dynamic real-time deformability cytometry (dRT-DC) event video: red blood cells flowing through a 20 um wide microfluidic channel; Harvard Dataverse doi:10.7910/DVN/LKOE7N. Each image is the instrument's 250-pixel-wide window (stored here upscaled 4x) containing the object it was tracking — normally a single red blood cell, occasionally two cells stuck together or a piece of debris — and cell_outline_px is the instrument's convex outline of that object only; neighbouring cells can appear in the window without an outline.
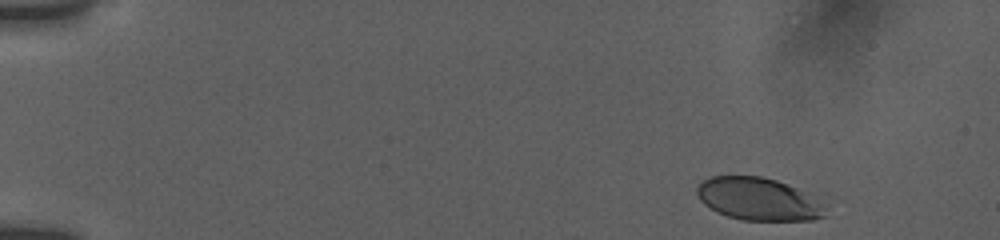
{"species": "human", "species_latin": "Homo sapiens", "temperature_condition": "room temperature", "stored_images_in_passage": 15, "camera_frame_rate_fps": 3000, "um_per_image_px": 0.085, "donor": {"sex": "female"}, "frame": {"image": 1, "passage_image": 1, "time_ms": 0.0, "image_size_px": [1000, 240], "cell_outline_px": [[828, 216], [812, 220], [744, 220], [728, 216], [716, 212], [704, 204], [700, 200], [696, 192], [696, 188], [708, 176], [760, 176], [824, 192]], "centroid_in_image_um": [64.7, 16.9], "position_along_channel_um": 20.3, "area_um2": 33.7}}
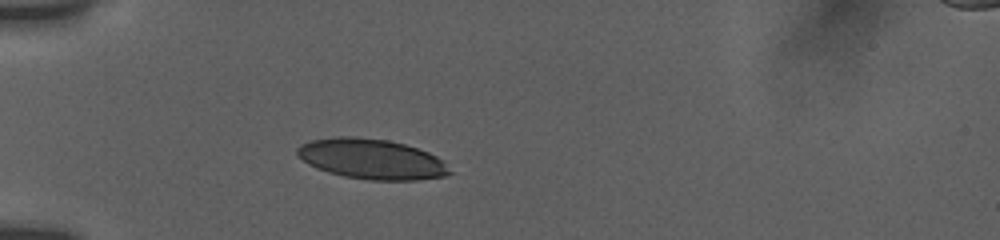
{"frame": {"image": 2, "passage_image": 11, "time_ms": 3.667, "image_size_px": [1000, 240], "cell_outline_px": [[452, 172], [444, 176], [416, 180], [368, 180], [344, 176], [328, 172], [316, 168], [308, 164], [296, 152], [296, 148], [300, 144], [312, 140], [336, 136], [352, 136], [388, 140], [404, 144], [428, 152], [436, 156]], "centroid_in_image_um": [31.55, 13.51], "position_along_channel_um": 53.5, "area_um2": 35.49}}
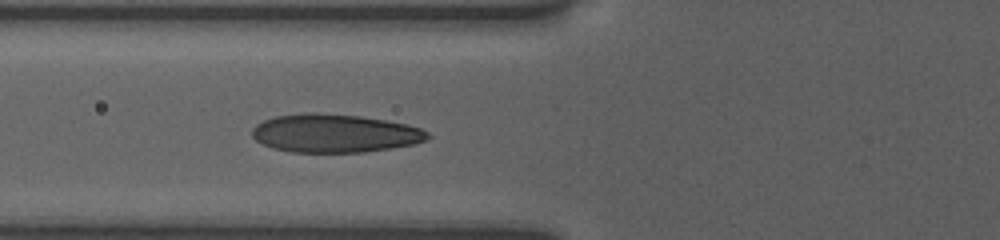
{"frame": {"image": 3, "passage_image": 15, "time_ms": 5.333, "image_size_px": [1000, 240], "cell_outline_px": [[432, 136], [416, 144], [392, 148], [364, 152], [288, 152], [272, 148], [256, 140], [252, 136], [252, 128], [256, 124], [264, 120], [276, 116], [304, 112], [316, 112], [360, 116], [408, 124], [420, 128], [428, 132]], "centroid_in_image_um": [28.45, 11.33], "position_along_channel_um": 97.4, "area_um2": 39.42}}